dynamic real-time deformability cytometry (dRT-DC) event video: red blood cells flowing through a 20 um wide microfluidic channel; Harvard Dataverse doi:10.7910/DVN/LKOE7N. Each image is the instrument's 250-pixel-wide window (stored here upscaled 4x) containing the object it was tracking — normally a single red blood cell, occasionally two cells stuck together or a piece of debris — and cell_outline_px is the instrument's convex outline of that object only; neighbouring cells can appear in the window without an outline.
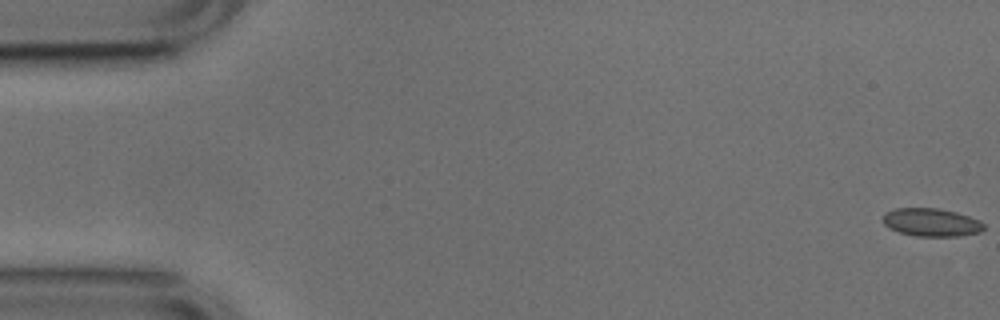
{"species": "common noctule bat (a hibernating species)", "species_latin": "Nyctalus noctula", "temperature_condition": "cold", "stored_images_in_passage": 53, "camera_frame_rate_fps": 3000, "um_per_image_px": 0.085, "animal": {"sex": "male", "body_mass_g": 17.9, "forearm_length_mm": 54.2}, "frame": {"image": 1, "passage_image": 1, "time_ms": 0.0, "image_size_px": [1000, 320], "cell_outline_px": [[984, 228], [980, 232], [960, 236], [916, 236], [900, 232], [888, 228], [884, 224], [884, 212], [896, 208], [936, 208], [956, 212], [980, 220], [984, 224]], "centroid_in_image_um": [79.16, 18.9], "position_along_channel_um": 5.8, "area_um2": 16.47}}
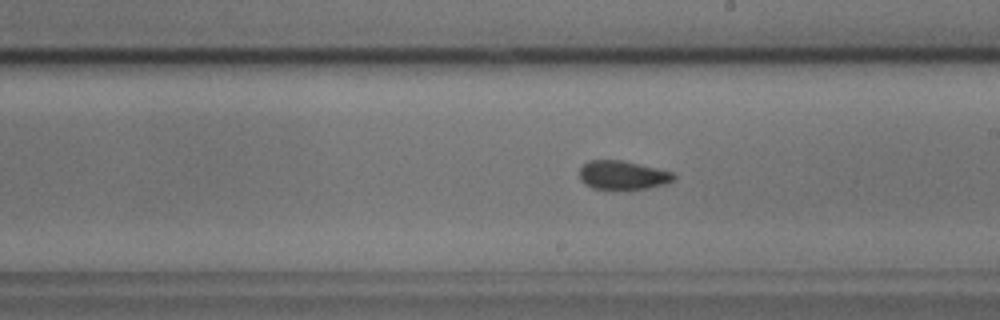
{"frame": {"image": 2, "passage_image": 30, "time_ms": 9.667, "image_size_px": [1000, 320], "cell_outline_px": [[676, 180], [664, 184], [648, 188], [592, 188], [584, 184], [580, 180], [580, 168], [588, 160], [620, 160], [676, 172]], "centroid_in_image_um": [52.96, 14.87], "position_along_channel_um": 236.0, "area_um2": 15.72}}
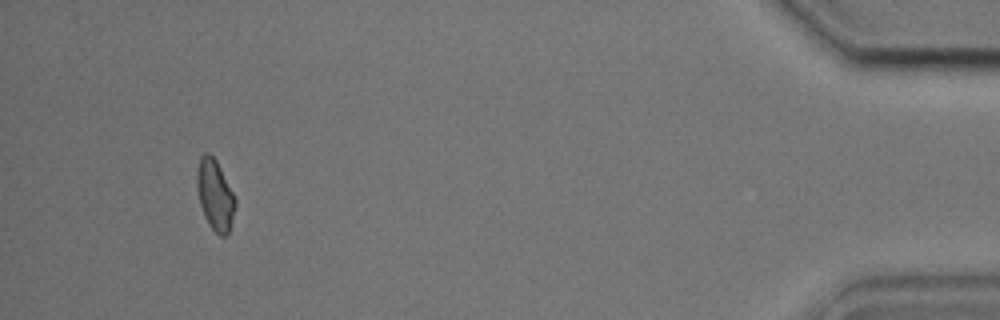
{"frame": {"image": 3, "passage_image": 50, "time_ms": 16.333, "image_size_px": [1000, 320], "cell_outline_px": [[236, 204], [228, 236], [220, 236], [208, 224], [204, 216], [200, 204], [196, 184], [196, 172], [200, 156], [204, 152], [208, 152], [216, 160], [236, 200]], "centroid_in_image_um": [18.26, 16.58], "position_along_channel_um": 416.9, "area_um2": 15.72}, "authors_computed_cell_mechanics": {"area_um2": 16.1262, "velocity_mm_per_s": 3.7861, "shape_relaxation_time_tau1_ms": null, "shape_relaxation_time_tau2_ms": 2.9823, "deformation_change_tau1": null, "deformation_change_tau2": 0.0498}}